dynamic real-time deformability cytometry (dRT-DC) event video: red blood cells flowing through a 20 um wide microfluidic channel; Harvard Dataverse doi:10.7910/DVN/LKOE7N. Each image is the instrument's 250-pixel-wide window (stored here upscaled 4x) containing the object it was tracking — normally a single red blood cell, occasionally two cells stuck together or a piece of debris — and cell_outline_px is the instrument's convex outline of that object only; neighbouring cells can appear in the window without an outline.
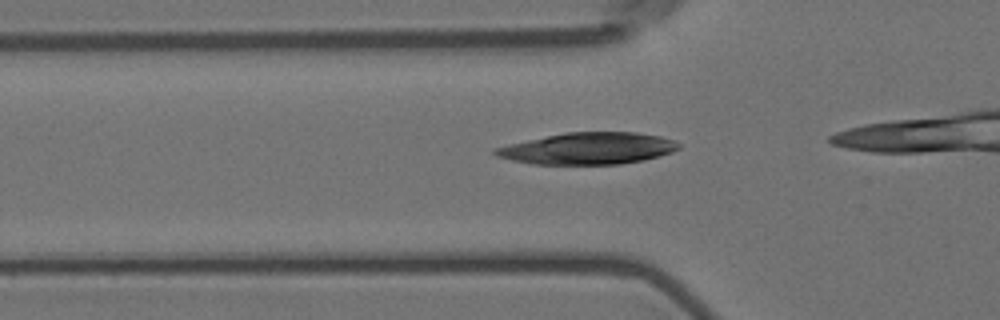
{"species": "Egyptian fruit bat (a non-hibernating species)", "species_latin": "Rousettus aegyptiacus", "temperature_condition": "room temperature", "stored_images_in_passage": 7, "camera_frame_rate_fps": 3000, "um_per_image_px": 0.085, "animal": {"sex": "female"}, "frame": {"image": 1, "passage_image": 2, "time_ms": 0.333, "image_size_px": [1000, 320], "cell_outline_px": [[680, 148], [672, 152], [644, 160], [620, 164], [532, 164], [512, 160], [496, 156], [492, 152], [492, 148], [528, 140], [568, 132], [636, 132], [660, 136], [672, 140], [680, 144]], "centroid_in_image_um": [49.99, 12.62], "position_along_channel_um": 75.8, "area_um2": 33.7}}
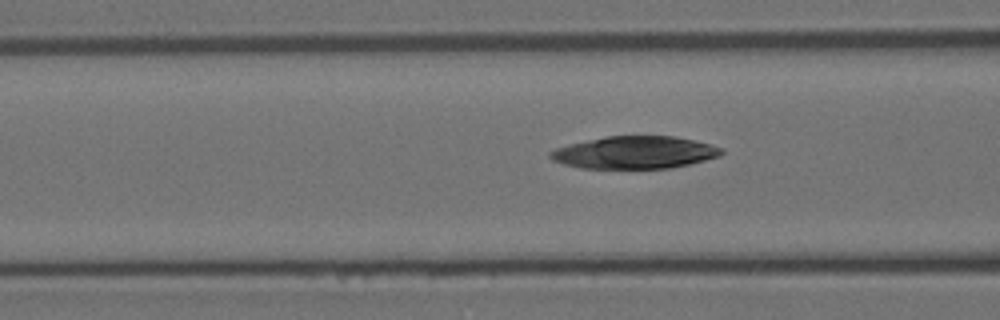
{"frame": {"image": 2, "passage_image": 5, "time_ms": 1.333, "image_size_px": [1000, 320], "cell_outline_px": [[724, 152], [720, 156], [672, 168], [580, 168], [564, 164], [552, 160], [548, 156], [548, 152], [556, 148], [604, 136], [676, 136], [724, 148]], "centroid_in_image_um": [53.94, 12.96], "position_along_channel_um": 112.7, "area_um2": 32.19}}